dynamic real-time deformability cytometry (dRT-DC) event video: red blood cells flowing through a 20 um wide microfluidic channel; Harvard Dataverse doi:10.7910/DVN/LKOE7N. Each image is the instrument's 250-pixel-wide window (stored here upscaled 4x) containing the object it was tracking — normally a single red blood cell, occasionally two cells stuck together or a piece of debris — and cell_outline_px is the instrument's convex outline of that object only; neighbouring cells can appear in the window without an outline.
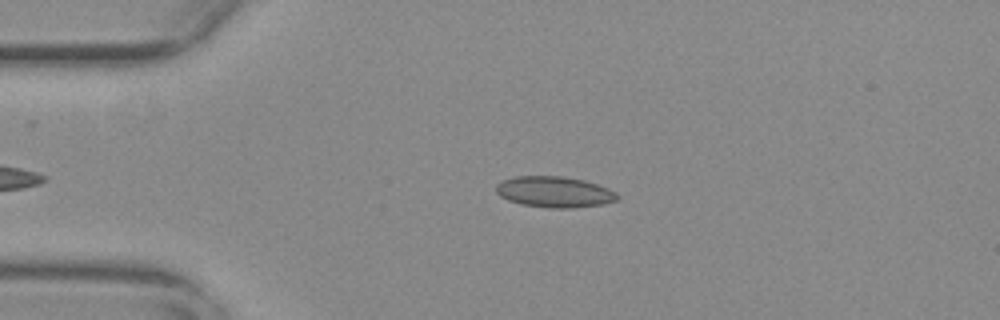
{"species": "common noctule bat (a hibernating species)", "species_latin": "Nyctalus noctula", "temperature_condition": "warm", "stored_images_in_passage": 7, "camera_frame_rate_fps": 3000, "um_per_image_px": 0.085, "animal": {"sex": "female", "body_mass_g": 29.2, "forearm_length_mm": 56.3}, "frame": {"image": 1, "passage_image": 1, "time_ms": 0.0, "image_size_px": [1000, 320], "cell_outline_px": [[620, 196], [616, 200], [604, 204], [572, 208], [548, 208], [520, 204], [508, 200], [500, 196], [496, 192], [496, 184], [500, 180], [516, 176], [560, 176], [584, 180], [608, 188], [616, 192]], "centroid_in_image_um": [47.1, 16.31], "position_along_channel_um": 37.9, "area_um2": 22.02}}
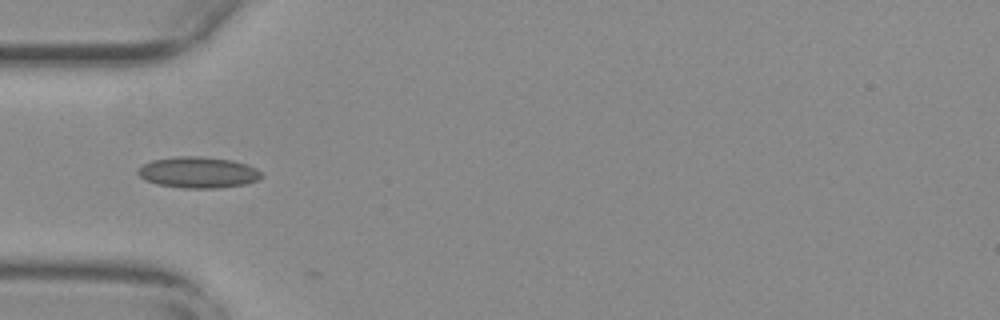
{"frame": {"image": 2, "passage_image": 6, "time_ms": 1.667, "image_size_px": [1000, 320], "cell_outline_px": [[264, 176], [256, 180], [244, 184], [216, 188], [184, 188], [156, 184], [144, 180], [136, 172], [136, 168], [152, 160], [180, 156], [196, 156], [232, 160], [248, 164], [256, 168]], "centroid_in_image_um": [16.81, 14.65], "position_along_channel_um": 68.2, "area_um2": 22.43}}